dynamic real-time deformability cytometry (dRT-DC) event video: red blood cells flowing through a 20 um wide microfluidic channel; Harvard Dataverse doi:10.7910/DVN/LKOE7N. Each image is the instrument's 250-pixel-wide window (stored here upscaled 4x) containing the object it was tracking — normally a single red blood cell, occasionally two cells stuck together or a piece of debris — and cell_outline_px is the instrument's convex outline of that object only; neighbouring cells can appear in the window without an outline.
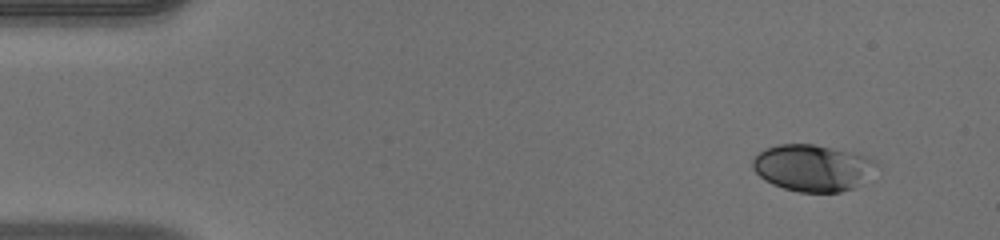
{"species": "human", "species_latin": "Homo sapiens", "temperature_condition": "warm", "stored_images_in_passage": 46, "camera_frame_rate_fps": 3000, "um_per_image_px": 0.085, "donor": {"sex": "male"}, "frame": {"image": 1, "passage_image": 1, "time_ms": 0.0, "image_size_px": [1000, 240], "cell_outline_px": [[880, 164], [852, 188], [840, 192], [800, 192], [784, 188], [772, 184], [764, 180], [752, 168], [752, 160], [764, 148], [776, 144], [812, 144], [852, 152], [868, 156], [876, 160]], "centroid_in_image_um": [69.03, 14.25], "position_along_channel_um": 16.0, "area_um2": 33.41}}
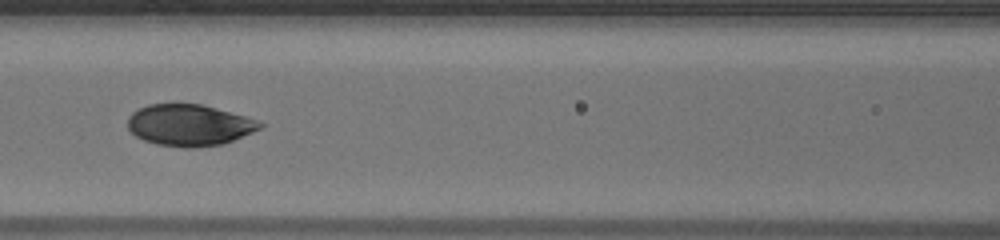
{"frame": {"image": 2, "passage_image": 19, "time_ms": 6.0, "image_size_px": [1000, 240], "cell_outline_px": [[264, 124], [260, 128], [252, 132], [224, 144], [200, 148], [184, 148], [156, 144], [144, 140], [136, 136], [128, 128], [128, 116], [132, 112], [148, 104], [200, 104], [216, 108], [244, 116], [256, 120]], "centroid_in_image_um": [16.07, 10.65], "position_along_channel_um": 150.5, "area_um2": 31.91}}
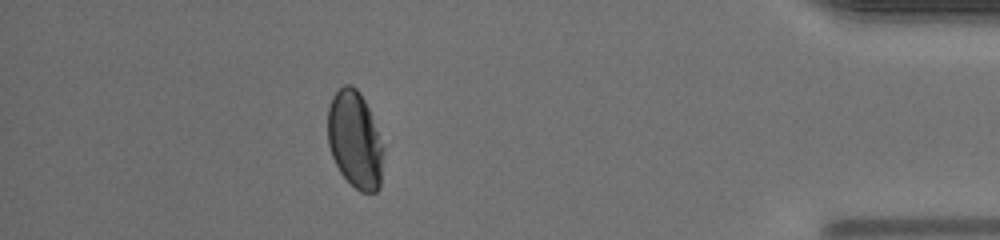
{"frame": {"image": 3, "passage_image": 41, "time_ms": 13.333, "image_size_px": [1000, 240], "cell_outline_px": [[384, 152], [380, 188], [376, 192], [360, 192], [340, 172], [332, 156], [328, 144], [328, 108], [332, 96], [344, 84], [352, 84], [360, 92], [368, 108], [384, 148]], "centroid_in_image_um": [30.17, 11.88], "position_along_channel_um": 405.0, "area_um2": 31.44}, "authors_computed_cell_mechanics": {"area_um2": 32.946, "velocity_mm_per_s": 4.1033, "shape_relaxation_time_tau1_ms": 3.5125, "shape_relaxation_time_tau2_ms": null, "deformation_change_tau1": 0.1297, "deformation_change_tau2": null}}